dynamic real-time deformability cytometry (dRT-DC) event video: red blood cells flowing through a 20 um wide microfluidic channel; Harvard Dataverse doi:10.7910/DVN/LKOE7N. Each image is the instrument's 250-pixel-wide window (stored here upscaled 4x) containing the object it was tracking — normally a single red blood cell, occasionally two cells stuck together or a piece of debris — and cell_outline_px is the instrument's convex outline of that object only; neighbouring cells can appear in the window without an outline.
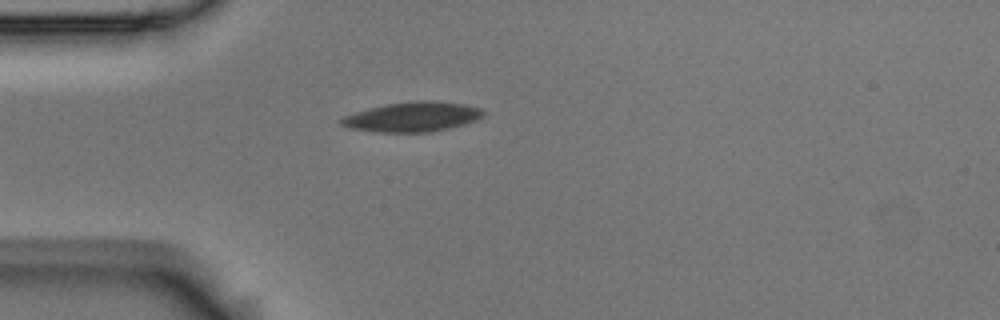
{"species": "Egyptian fruit bat (a non-hibernating species)", "species_latin": "Rousettus aegyptiacus", "temperature_condition": "room temperature", "stored_images_in_passage": 1, "camera_frame_rate_fps": 3000, "um_per_image_px": 0.085, "animal": {"sex": "male"}, "frame": {"image": 1, "passage_image": 1, "time_ms": 0.0, "image_size_px": [1000, 320], "cell_outline_px": [[488, 112], [484, 116], [476, 120], [464, 124], [448, 128], [428, 132], [376, 132], [348, 128], [340, 124], [336, 120], [344, 116], [368, 108], [384, 104], [416, 100], [432, 100], [464, 104], [484, 108]], "centroid_in_image_um": [35.07, 9.92], "position_along_channel_um": 49.9, "area_um2": 25.03}}